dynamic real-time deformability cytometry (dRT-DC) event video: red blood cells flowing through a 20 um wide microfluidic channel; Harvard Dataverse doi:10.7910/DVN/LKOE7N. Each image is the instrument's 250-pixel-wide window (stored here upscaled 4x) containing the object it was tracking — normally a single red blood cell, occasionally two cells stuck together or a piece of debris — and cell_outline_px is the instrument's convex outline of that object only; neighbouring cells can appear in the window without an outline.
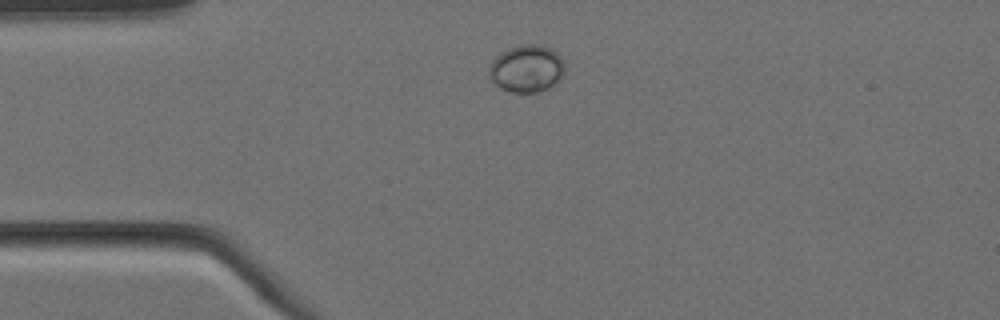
{"species": "Egyptian fruit bat (a non-hibernating species)", "species_latin": "Rousettus aegyptiacus", "temperature_condition": "cold", "stored_images_in_passage": 3, "camera_frame_rate_fps": 3000, "um_per_image_px": 0.085, "animal": {"sex": "female"}, "frame": {"image": 1, "passage_image": 1, "time_ms": 0.0, "image_size_px": [1000, 320], "cell_outline_px": [[564, 72], [548, 88], [540, 92], [512, 92], [500, 88], [488, 76], [488, 68], [492, 60], [500, 52], [508, 48], [520, 44], [540, 44], [556, 52], [564, 60]], "centroid_in_image_um": [44.72, 5.81], "position_along_channel_um": 40.3, "area_um2": 20.87}}
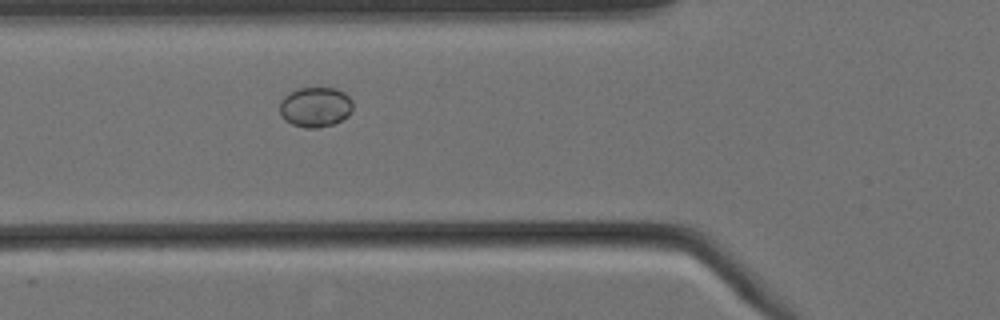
{"frame": {"image": 2, "passage_image": 3, "time_ms": 0.667, "image_size_px": [1000, 320], "cell_outline_px": [[352, 112], [348, 116], [332, 124], [320, 128], [304, 128], [292, 124], [284, 120], [280, 112], [280, 100], [288, 92], [296, 88], [336, 88], [344, 92], [352, 100]], "centroid_in_image_um": [26.79, 9.09], "position_along_channel_um": 99.0, "area_um2": 17.28}}